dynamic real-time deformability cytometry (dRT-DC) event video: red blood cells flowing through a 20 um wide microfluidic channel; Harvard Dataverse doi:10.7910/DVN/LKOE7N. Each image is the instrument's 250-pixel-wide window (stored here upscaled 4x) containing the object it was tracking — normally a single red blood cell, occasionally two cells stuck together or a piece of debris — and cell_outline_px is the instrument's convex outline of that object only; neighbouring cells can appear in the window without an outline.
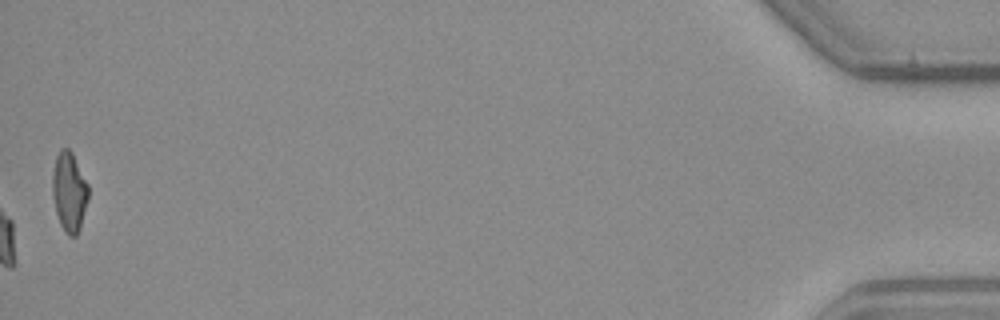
{"species": "common noctule bat (a hibernating species)", "species_latin": "Nyctalus noctula", "temperature_condition": "warm", "stored_images_in_passage": 35, "camera_frame_rate_fps": 3000, "um_per_image_px": 0.085, "animal": {"sex": "male", "body_mass_g": 23.1, "forearm_length_mm": 52.7}, "frame": {"image": 1, "passage_image": 35, "time_ms": 11.333, "image_size_px": [1000, 320], "cell_outline_px": [[88, 200], [80, 228], [76, 236], [68, 236], [64, 232], [60, 224], [56, 212], [52, 196], [52, 172], [56, 156], [60, 148], [68, 148], [72, 152], [88, 184]], "centroid_in_image_um": [5.87, 16.31], "position_along_channel_um": 429.3, "area_um2": 16.82}}